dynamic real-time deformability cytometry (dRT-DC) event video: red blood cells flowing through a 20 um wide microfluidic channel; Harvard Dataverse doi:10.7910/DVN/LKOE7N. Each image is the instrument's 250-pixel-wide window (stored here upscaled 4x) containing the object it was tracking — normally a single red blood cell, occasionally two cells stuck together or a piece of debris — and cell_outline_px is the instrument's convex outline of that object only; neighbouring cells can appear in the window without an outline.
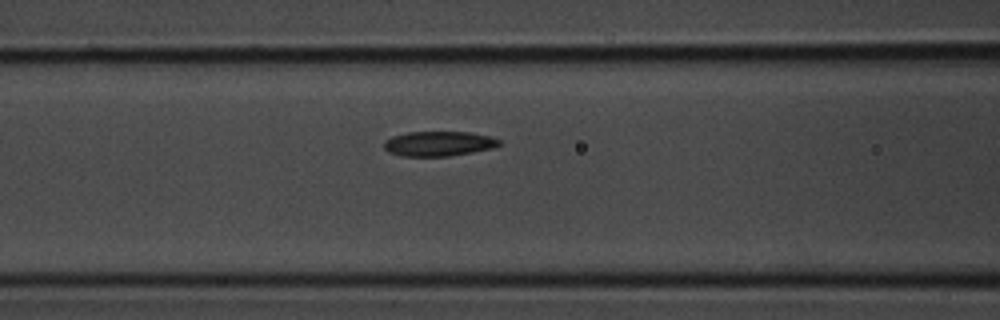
{"species": "common noctule bat (a hibernating species)", "species_latin": "Nyctalus noctula", "temperature_condition": "room temperature", "stored_images_in_passage": 3, "camera_frame_rate_fps": 3000, "um_per_image_px": 0.085, "animal": {"sex": "male", "body_mass_g": 20.1, "forearm_length_mm": 53.5}, "frame": {"image": 1, "passage_image": 3, "time_ms": 0.667, "image_size_px": [1000, 320], "cell_outline_px": [[500, 144], [492, 148], [472, 152], [448, 156], [400, 156], [388, 152], [384, 148], [384, 140], [392, 136], [408, 132], [468, 132], [488, 136], [500, 140]], "centroid_in_image_um": [37.23, 12.21], "position_along_channel_um": 129.4, "area_um2": 16.59}}